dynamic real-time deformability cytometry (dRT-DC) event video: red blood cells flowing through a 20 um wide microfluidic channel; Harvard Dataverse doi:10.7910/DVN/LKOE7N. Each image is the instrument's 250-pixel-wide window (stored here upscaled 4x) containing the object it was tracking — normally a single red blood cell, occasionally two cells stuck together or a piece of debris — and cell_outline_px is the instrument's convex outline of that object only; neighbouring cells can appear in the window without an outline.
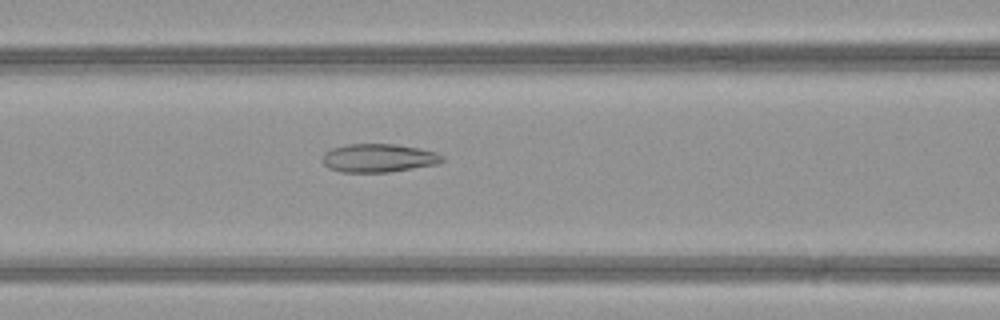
{"species": "common noctule bat (a hibernating species)", "species_latin": "Nyctalus noctula", "temperature_condition": "warm", "stored_images_in_passage": 50, "camera_frame_rate_fps": 3000, "um_per_image_px": 0.085, "animal": {"sex": "female", "body_mass_g": 21.9}, "frame": {"image": 1, "passage_image": 23, "time_ms": 7.333, "image_size_px": [1000, 320], "cell_outline_px": [[444, 160], [440, 164], [388, 172], [340, 172], [328, 168], [320, 160], [324, 152], [332, 148], [348, 144], [396, 144], [420, 148], [436, 152], [444, 156]], "centroid_in_image_um": [32.18, 13.43], "position_along_channel_um": 134.4, "area_um2": 20.11}}
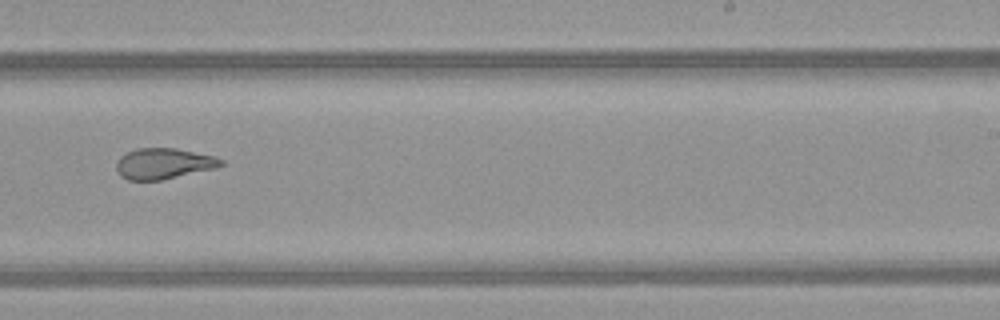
{"frame": {"image": 2, "passage_image": 33, "time_ms": 10.667, "image_size_px": [1000, 320], "cell_outline_px": [[224, 164], [216, 168], [160, 180], [128, 180], [120, 176], [116, 168], [116, 164], [120, 156], [136, 148], [176, 148], [212, 156], [224, 160]], "centroid_in_image_um": [13.89, 13.9], "position_along_channel_um": 275.1, "area_um2": 18.67}}
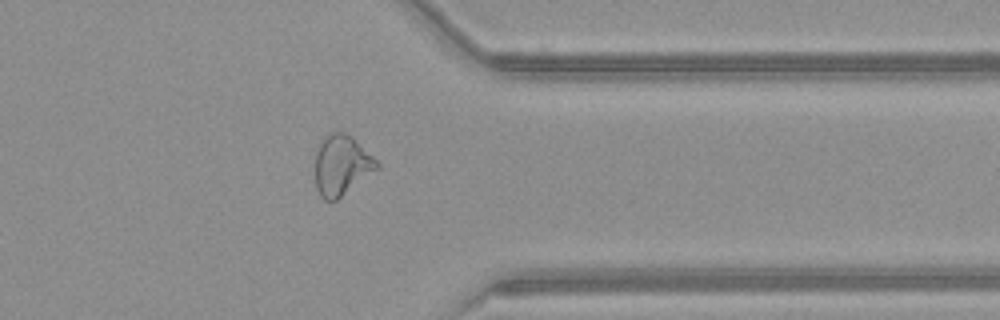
{"frame": {"image": 3, "passage_image": 41, "time_ms": 13.333, "image_size_px": [1000, 320], "cell_outline_px": [[380, 168], [336, 200], [324, 200], [320, 196], [316, 188], [316, 152], [320, 140], [332, 132], [344, 132], [352, 136], [380, 164]], "centroid_in_image_um": [29.04, 14.04], "position_along_channel_um": 382.4, "area_um2": 21.56}, "authors_computed_cell_mechanics": {"area_um2": 24.0448, "velocity_mm_per_s": 4.2267, "shape_relaxation_time_tau1_ms": null, "shape_relaxation_time_tau2_ms": 1.6976, "deformation_change_tau1": null, "deformation_change_tau2": 0.0996}}